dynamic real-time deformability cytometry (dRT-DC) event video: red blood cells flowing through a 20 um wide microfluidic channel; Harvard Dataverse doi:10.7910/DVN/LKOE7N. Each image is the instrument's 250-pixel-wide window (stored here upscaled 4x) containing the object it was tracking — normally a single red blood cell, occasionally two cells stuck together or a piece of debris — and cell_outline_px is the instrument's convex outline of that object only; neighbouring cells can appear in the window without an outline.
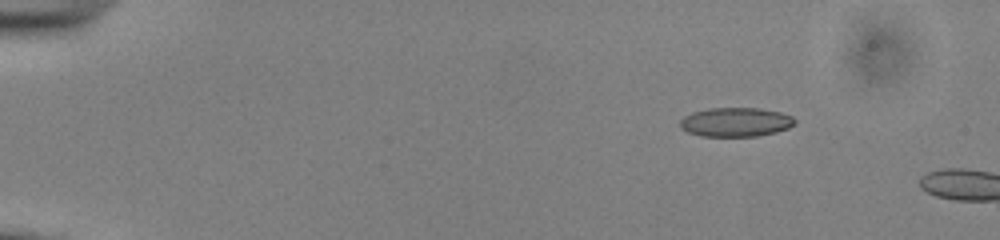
{"species": "common noctule bat (a hibernating species)", "species_latin": "Nyctalus noctula", "temperature_condition": "cold", "stored_images_in_passage": 4, "camera_frame_rate_fps": 3000, "um_per_image_px": 0.085, "animal": {"sex": "male", "body_mass_g": 13.0, "forearm_length_mm": 53.1}, "frame": {"image": 1, "passage_image": 1, "time_ms": 0.0, "image_size_px": [1000, 240], "cell_outline_px": [[796, 124], [788, 128], [776, 132], [756, 136], [700, 136], [688, 132], [680, 128], [680, 120], [684, 116], [692, 112], [708, 108], [760, 108], [780, 112], [792, 116], [796, 120]], "centroid_in_image_um": [62.53, 10.37], "position_along_channel_um": 22.5, "area_um2": 19.59}}